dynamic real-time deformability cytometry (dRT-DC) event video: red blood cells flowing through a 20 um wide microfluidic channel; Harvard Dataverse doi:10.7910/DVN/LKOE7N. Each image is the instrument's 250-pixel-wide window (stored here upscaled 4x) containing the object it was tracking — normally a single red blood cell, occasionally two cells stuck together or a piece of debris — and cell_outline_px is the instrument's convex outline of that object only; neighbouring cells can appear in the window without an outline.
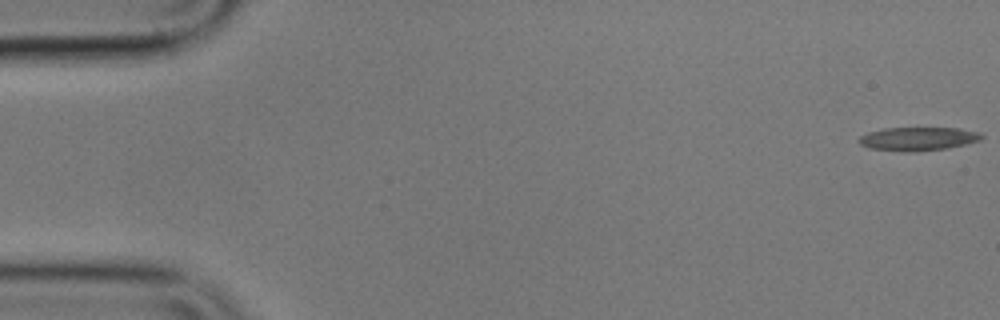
{"species": "common noctule bat (a hibernating species)", "species_latin": "Nyctalus noctula", "temperature_condition": "cold", "stored_images_in_passage": 25, "camera_frame_rate_fps": 3000, "um_per_image_px": 0.085, "animal": {"sex": "male", "body_mass_g": 17.9}, "frame": {"image": 1, "passage_image": 1, "time_ms": 0.0, "image_size_px": [1000, 320], "cell_outline_px": [[984, 136], [980, 140], [948, 148], [916, 152], [904, 152], [868, 148], [860, 144], [856, 140], [860, 136], [868, 132], [884, 128], [960, 128], [980, 132]], "centroid_in_image_um": [78.0, 11.8], "position_along_channel_um": 7.0, "area_um2": 16.99}}
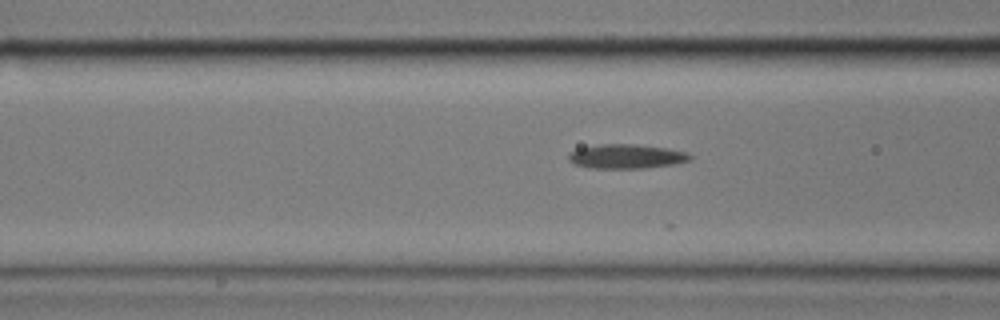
{"frame": {"image": 2, "passage_image": 21, "time_ms": 6.667, "image_size_px": [1000, 320], "cell_outline_px": [[692, 160], [676, 164], [644, 168], [588, 168], [572, 164], [568, 160], [568, 152], [576, 148], [600, 144], [636, 144], [668, 148], [688, 152], [692, 156]], "centroid_in_image_um": [53.22, 13.29], "position_along_channel_um": 113.4, "area_um2": 17.63}}
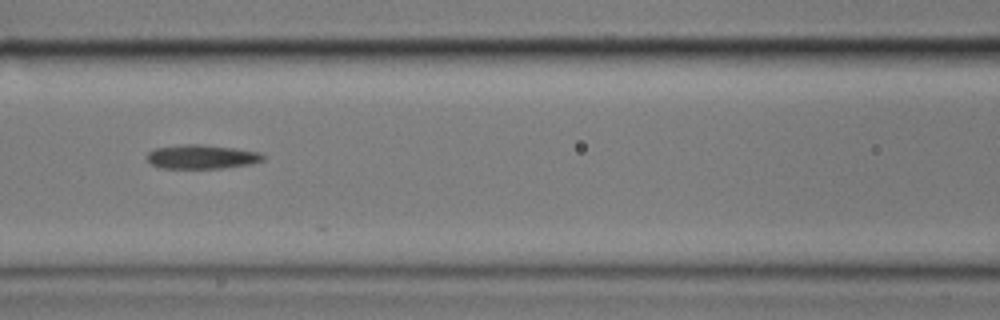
{"frame": {"image": 3, "passage_image": 24, "time_ms": 7.667, "image_size_px": [1000, 320], "cell_outline_px": [[264, 160], [252, 164], [224, 168], [160, 168], [152, 164], [144, 156], [148, 152], [156, 148], [184, 144], [200, 144], [236, 148], [260, 152], [264, 156]], "centroid_in_image_um": [17.15, 13.32], "position_along_channel_um": 149.4, "area_um2": 16.42}}